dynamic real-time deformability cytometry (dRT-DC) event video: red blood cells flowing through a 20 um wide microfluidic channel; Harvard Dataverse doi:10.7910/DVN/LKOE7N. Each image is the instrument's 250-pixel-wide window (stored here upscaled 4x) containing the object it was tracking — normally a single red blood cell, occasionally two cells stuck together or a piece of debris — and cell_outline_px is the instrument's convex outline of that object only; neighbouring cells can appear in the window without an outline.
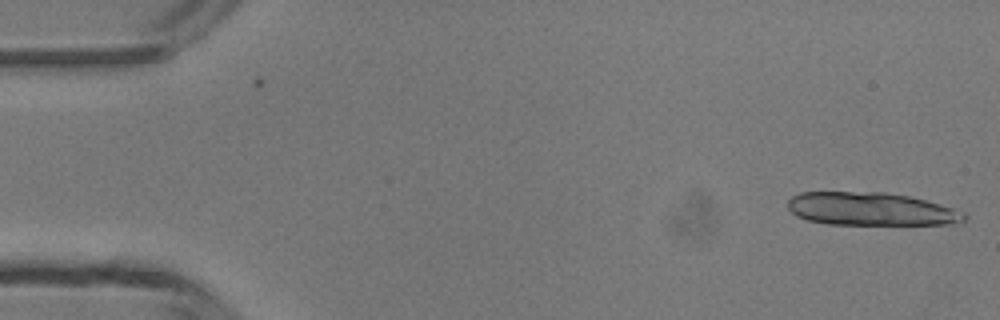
{"species": "common noctule bat (a hibernating species)", "species_latin": "Nyctalus noctula", "temperature_condition": "room temperature", "stored_images_in_passage": 5, "camera_frame_rate_fps": 3000, "um_per_image_px": 0.085, "animal": {"sex": "male", "body_mass_g": 13.3}, "frame": {"image": 1, "passage_image": 1, "time_ms": 0.0, "image_size_px": [1000, 320], "cell_outline_px": [[968, 216], [964, 220], [948, 224], [828, 224], [808, 220], [796, 216], [788, 208], [788, 200], [792, 196], [800, 192], [884, 192], [908, 196], [940, 204], [964, 212]], "centroid_in_image_um": [74.0, 17.76], "position_along_channel_um": 11.0, "area_um2": 33.81}}